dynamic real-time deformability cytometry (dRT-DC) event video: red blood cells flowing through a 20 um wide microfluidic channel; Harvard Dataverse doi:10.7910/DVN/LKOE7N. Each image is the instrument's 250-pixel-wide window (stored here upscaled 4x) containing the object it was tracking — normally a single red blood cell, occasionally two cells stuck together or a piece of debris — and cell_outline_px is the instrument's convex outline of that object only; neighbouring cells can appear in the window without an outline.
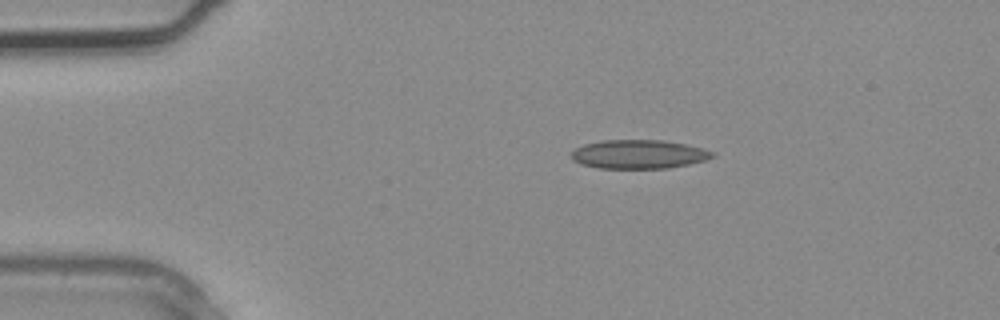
{"species": "common noctule bat (a hibernating species)", "species_latin": "Nyctalus noctula", "temperature_condition": "warm", "stored_images_in_passage": 2, "camera_frame_rate_fps": 3000, "um_per_image_px": 0.085, "animal": {"sex": "male", "body_mass_g": 20.4}, "frame": {"image": 1, "passage_image": 2, "time_ms": 0.333, "image_size_px": [1000, 320], "cell_outline_px": [[716, 156], [704, 160], [688, 164], [668, 168], [596, 168], [580, 164], [572, 160], [572, 152], [576, 148], [584, 144], [604, 140], [664, 140], [684, 144], [700, 148], [712, 152]], "centroid_in_image_um": [54.25, 13.11], "position_along_channel_um": 30.8, "area_um2": 23.52}}